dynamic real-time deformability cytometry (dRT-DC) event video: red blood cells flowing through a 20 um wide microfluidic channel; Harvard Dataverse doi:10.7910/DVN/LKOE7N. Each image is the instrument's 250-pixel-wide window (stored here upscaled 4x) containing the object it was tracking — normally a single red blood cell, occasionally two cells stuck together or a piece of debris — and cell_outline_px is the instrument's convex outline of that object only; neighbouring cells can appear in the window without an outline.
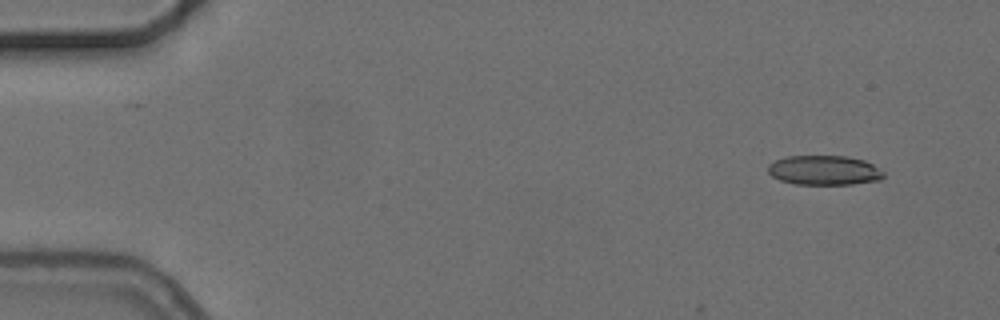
{"species": "common noctule bat (a hibernating species)", "species_latin": "Nyctalus noctula", "temperature_condition": "cold", "stored_images_in_passage": 4, "camera_frame_rate_fps": 3000, "um_per_image_px": 0.085, "animal": {"sex": "female", "body_mass_g": 24.6, "forearm_length_mm": 56.2}, "frame": {"image": 1, "passage_image": 1, "time_ms": 0.0, "image_size_px": [1000, 320], "cell_outline_px": [[884, 176], [880, 180], [852, 184], [792, 184], [780, 180], [772, 176], [768, 172], [768, 164], [776, 160], [788, 156], [848, 156], [864, 160], [872, 164], [884, 172]], "centroid_in_image_um": [70.05, 14.47], "position_along_channel_um": 14.9, "area_um2": 19.94}}
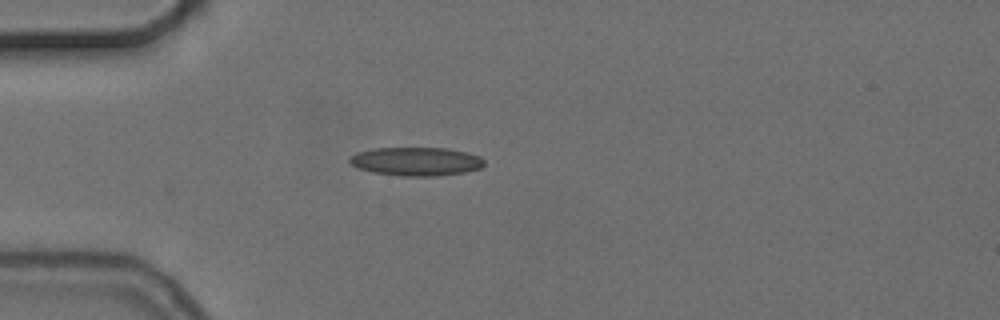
{"frame": {"image": 2, "passage_image": 4, "time_ms": 3.667, "image_size_px": [1000, 320], "cell_outline_px": [[484, 164], [480, 168], [464, 172], [432, 176], [404, 176], [372, 172], [360, 168], [352, 164], [348, 160], [356, 152], [372, 148], [448, 148], [480, 156], [484, 160]], "centroid_in_image_um": [35.37, 13.71], "position_along_channel_um": 49.6, "area_um2": 22.2}}